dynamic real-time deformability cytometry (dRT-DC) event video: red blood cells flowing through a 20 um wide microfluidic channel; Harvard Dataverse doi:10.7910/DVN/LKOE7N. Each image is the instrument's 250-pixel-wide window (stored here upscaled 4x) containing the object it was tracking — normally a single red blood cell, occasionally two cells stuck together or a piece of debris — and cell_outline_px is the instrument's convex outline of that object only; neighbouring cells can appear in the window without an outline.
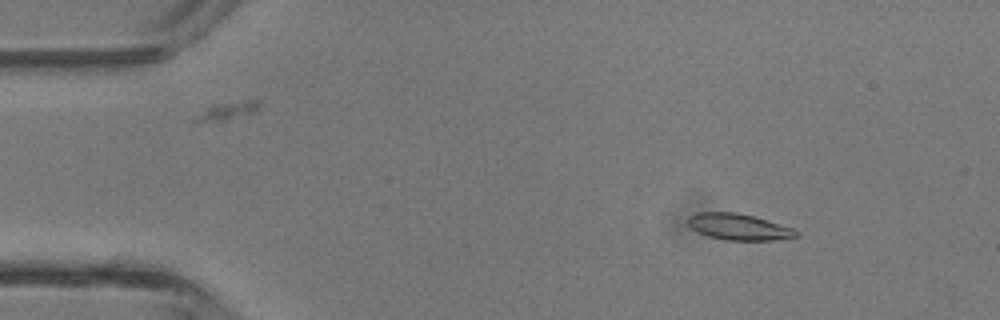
{"species": "common noctule bat (a hibernating species)", "species_latin": "Nyctalus noctula", "temperature_condition": "room temperature", "stored_images_in_passage": 3, "camera_frame_rate_fps": 3000, "um_per_image_px": 0.085, "animal": {"sex": "male", "body_mass_g": 13.3}, "frame": {"image": 1, "passage_image": 2, "time_ms": 1.333, "image_size_px": [1000, 320], "cell_outline_px": [[800, 236], [788, 240], [724, 240], [708, 236], [692, 228], [688, 224], [688, 216], [696, 212], [736, 212], [752, 216], [792, 228]], "centroid_in_image_um": [62.8, 19.29], "position_along_channel_um": 22.2, "area_um2": 16.53}}